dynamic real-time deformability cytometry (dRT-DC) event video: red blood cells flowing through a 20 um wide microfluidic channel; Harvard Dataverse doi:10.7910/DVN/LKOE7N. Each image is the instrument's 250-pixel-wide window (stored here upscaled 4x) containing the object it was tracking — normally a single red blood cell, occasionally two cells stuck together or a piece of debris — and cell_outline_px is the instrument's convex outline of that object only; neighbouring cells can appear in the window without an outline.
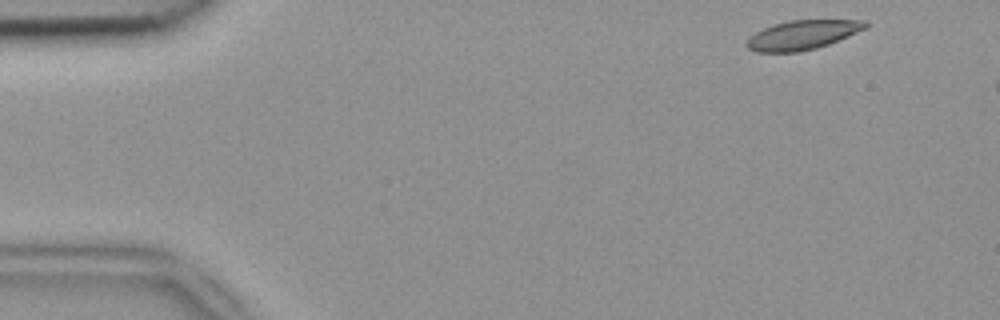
{"species": "common noctule bat (a hibernating species)", "species_latin": "Nyctalus noctula", "temperature_condition": "room temperature", "stored_images_in_passage": 5, "camera_frame_rate_fps": 3000, "um_per_image_px": 0.085, "animal": {"sex": "female", "body_mass_g": 18.4}, "frame": {"image": 1, "passage_image": 1, "time_ms": 0.0, "image_size_px": [1000, 320], "cell_outline_px": [[868, 28], [828, 44], [816, 48], [800, 52], [756, 52], [748, 48], [744, 44], [756, 32], [764, 28], [788, 20], [868, 20]], "centroid_in_image_um": [68.24, 2.97], "position_along_channel_um": 16.8, "area_um2": 20.17}}